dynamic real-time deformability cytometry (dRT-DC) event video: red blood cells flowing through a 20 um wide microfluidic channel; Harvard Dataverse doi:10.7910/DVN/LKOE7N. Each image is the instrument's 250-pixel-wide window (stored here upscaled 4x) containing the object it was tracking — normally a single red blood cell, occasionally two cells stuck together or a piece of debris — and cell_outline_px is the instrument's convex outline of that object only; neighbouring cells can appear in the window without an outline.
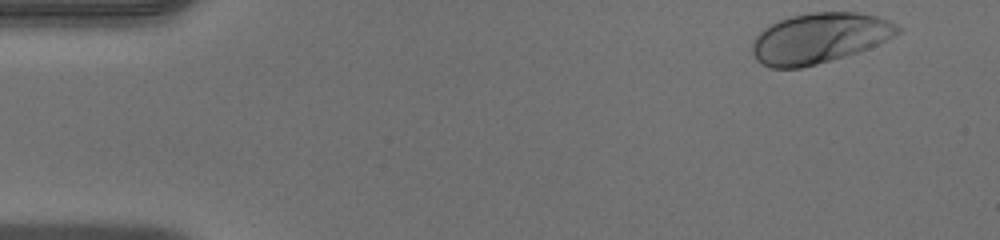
{"species": "human", "species_latin": "Homo sapiens", "temperature_condition": "warm", "stored_images_in_passage": 37, "camera_frame_rate_fps": 3000, "um_per_image_px": 0.085, "donor": {"sex": "male"}, "frame": {"image": 1, "passage_image": 1, "time_ms": 0.0, "image_size_px": [1000, 240], "cell_outline_px": [[900, 32], [868, 48], [856, 52], [816, 64], [800, 68], [772, 68], [760, 64], [756, 60], [752, 52], [752, 40], [768, 24], [776, 20], [792, 16], [812, 12], [856, 12], [876, 16], [888, 20], [896, 24], [900, 28]], "centroid_in_image_um": [69.57, 3.23], "position_along_channel_um": 15.4, "area_um2": 42.37}}
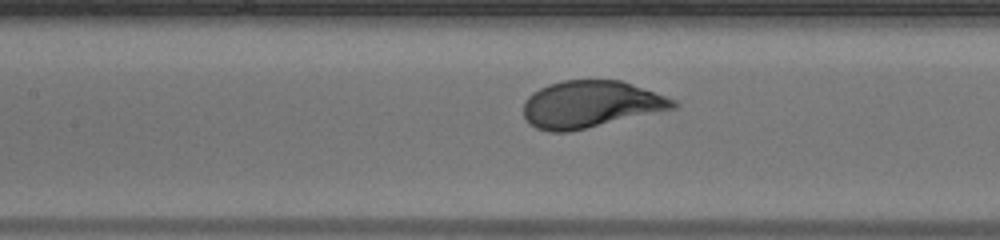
{"frame": {"image": 2, "passage_image": 19, "time_ms": 6.0, "image_size_px": [1000, 240], "cell_outline_px": [[680, 104], [676, 108], [568, 132], [552, 132], [536, 128], [528, 124], [524, 116], [524, 100], [532, 92], [548, 84], [564, 80], [620, 80], [676, 100]], "centroid_in_image_um": [50.17, 8.87], "position_along_channel_um": 157.2, "area_um2": 40.81}}
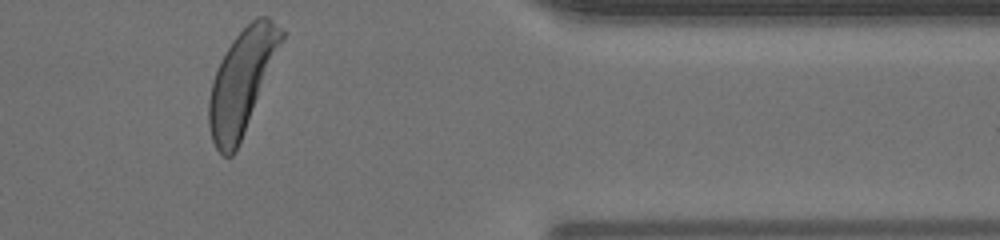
{"frame": {"image": 3, "passage_image": 37, "time_ms": 12.0, "image_size_px": [1000, 240], "cell_outline_px": [[284, 36], [236, 152], [232, 156], [224, 156], [216, 148], [212, 140], [208, 124], [208, 100], [212, 80], [220, 60], [224, 52], [232, 40], [256, 16], [268, 16], [284, 32]], "centroid_in_image_um": [20.5, 6.95], "position_along_channel_um": 390.9, "area_um2": 42.89}}